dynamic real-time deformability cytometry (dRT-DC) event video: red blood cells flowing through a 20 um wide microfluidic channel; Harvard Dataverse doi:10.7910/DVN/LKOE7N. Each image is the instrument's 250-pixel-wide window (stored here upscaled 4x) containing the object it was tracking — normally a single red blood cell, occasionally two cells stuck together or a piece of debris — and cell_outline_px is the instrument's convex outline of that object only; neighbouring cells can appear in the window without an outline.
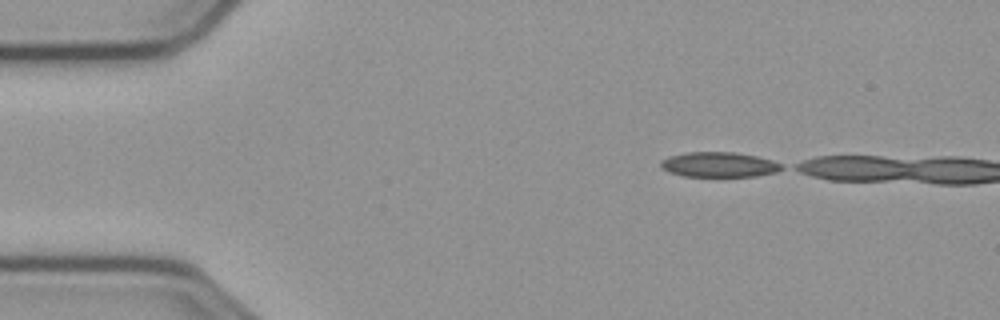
{"species": "common noctule bat (a hibernating species)", "species_latin": "Nyctalus noctula", "temperature_condition": "cold", "stored_images_in_passage": 9, "camera_frame_rate_fps": 3000, "um_per_image_px": 0.085, "animal": {"sex": "male", "body_mass_g": 23.1, "forearm_length_mm": 52.7}, "frame": {"image": 1, "passage_image": 1, "time_ms": 0.0, "image_size_px": [1000, 320], "cell_outline_px": [[784, 168], [776, 172], [756, 176], [684, 176], [668, 172], [660, 168], [660, 160], [668, 156], [688, 152], [732, 152], [756, 156], [772, 160], [784, 164]], "centroid_in_image_um": [61.1, 13.99], "position_along_channel_um": 23.9, "area_um2": 17.74}}